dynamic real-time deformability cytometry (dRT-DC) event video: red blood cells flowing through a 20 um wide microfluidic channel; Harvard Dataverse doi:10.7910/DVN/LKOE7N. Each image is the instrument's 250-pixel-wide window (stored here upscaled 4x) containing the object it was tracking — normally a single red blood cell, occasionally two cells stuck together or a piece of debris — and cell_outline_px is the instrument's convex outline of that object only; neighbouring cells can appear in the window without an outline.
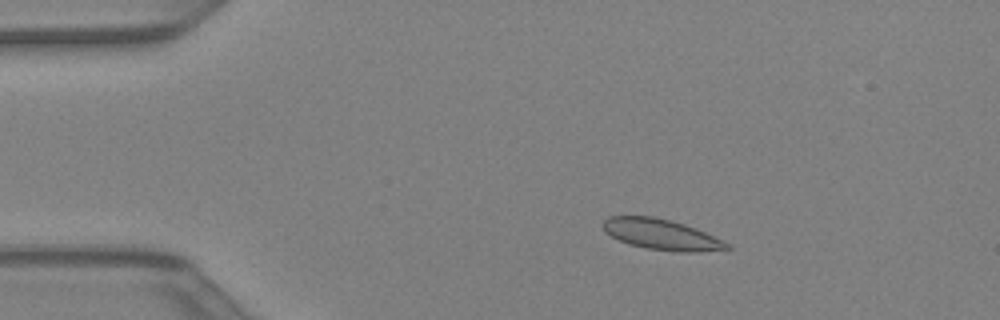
{"species": "Egyptian fruit bat (a non-hibernating species)", "species_latin": "Rousettus aegyptiacus", "temperature_condition": "warm", "stored_images_in_passage": 43, "camera_frame_rate_fps": 3000, "um_per_image_px": 0.085, "animal": {"sex": "female"}, "frame": {"image": 1, "passage_image": 8, "time_ms": 2.333, "image_size_px": [1000, 320], "cell_outline_px": [[732, 248], [700, 252], [680, 252], [644, 248], [628, 244], [604, 232], [600, 224], [608, 216], [652, 216], [684, 224], [696, 228], [724, 240], [732, 244]], "centroid_in_image_um": [56.22, 19.93], "position_along_channel_um": 28.8, "area_um2": 22.37}}
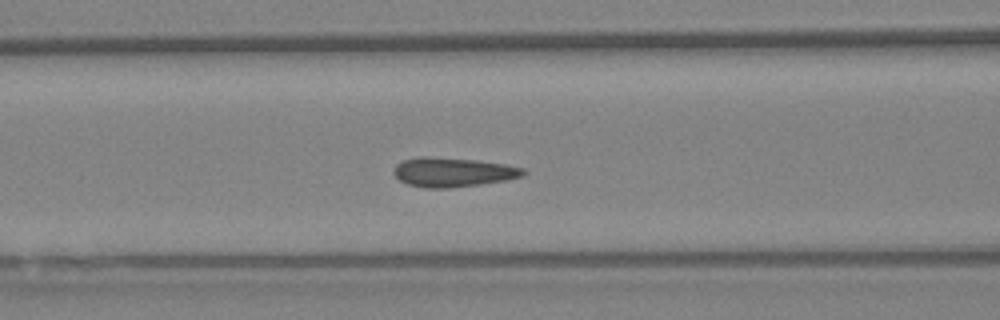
{"frame": {"image": 2, "passage_image": 18, "time_ms": 5.667, "image_size_px": [1000, 320], "cell_outline_px": [[528, 172], [524, 176], [508, 180], [480, 184], [448, 188], [424, 188], [408, 184], [400, 180], [392, 172], [396, 164], [404, 160], [424, 156], [476, 160], [504, 164], [524, 168]], "centroid_in_image_um": [38.53, 14.64], "position_along_channel_um": 128.1, "area_um2": 22.14}}
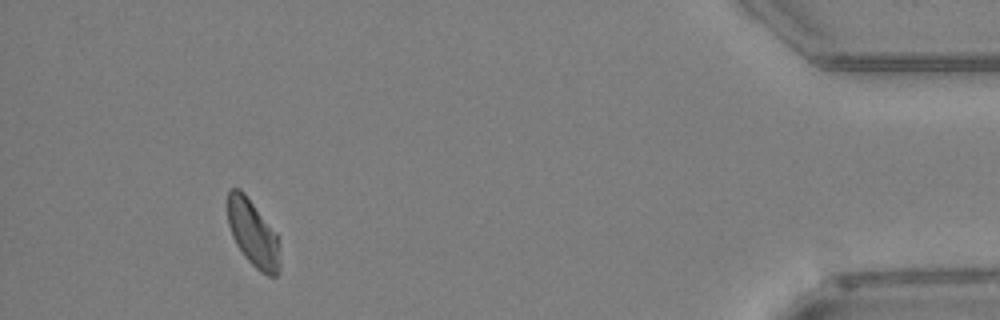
{"frame": {"image": 3, "passage_image": 40, "time_ms": 13.0, "image_size_px": [1000, 320], "cell_outline_px": [[280, 264], [276, 276], [268, 276], [260, 272], [244, 256], [236, 244], [232, 236], [228, 224], [228, 192], [232, 188], [240, 188], [244, 192], [276, 232]], "centroid_in_image_um": [21.49, 19.83], "position_along_channel_um": 413.7, "area_um2": 20.11}}